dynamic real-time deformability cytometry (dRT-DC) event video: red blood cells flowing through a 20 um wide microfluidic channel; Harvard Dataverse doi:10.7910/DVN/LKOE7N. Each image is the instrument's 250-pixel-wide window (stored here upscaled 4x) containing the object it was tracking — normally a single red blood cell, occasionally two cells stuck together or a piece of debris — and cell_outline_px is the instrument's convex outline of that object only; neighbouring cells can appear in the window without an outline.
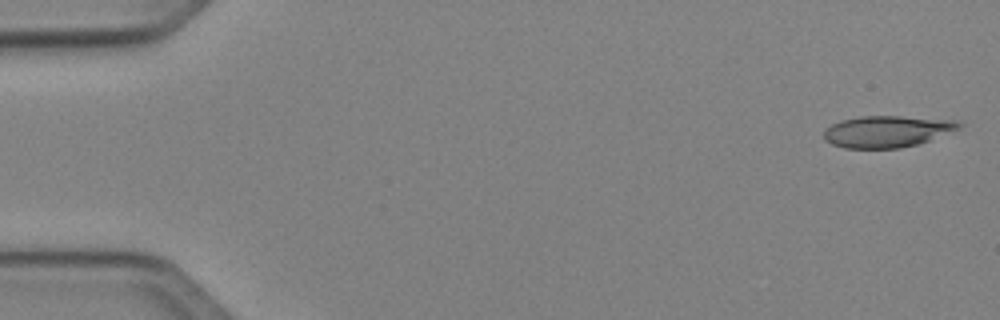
{"species": "Egyptian fruit bat (a non-hibernating species)", "species_latin": "Rousettus aegyptiacus", "temperature_condition": "cold", "stored_images_in_passage": 49, "camera_frame_rate_fps": 3000, "um_per_image_px": 0.085, "animal": {"sex": "female"}, "frame": {"image": 1, "passage_image": 1, "time_ms": 0.0, "image_size_px": [1000, 320], "cell_outline_px": [[964, 124], [956, 128], [928, 140], [916, 144], [900, 148], [844, 148], [832, 144], [824, 140], [824, 132], [832, 124], [844, 120], [860, 116], [900, 116], [952, 120]], "centroid_in_image_um": [75.33, 11.17], "position_along_channel_um": 9.7, "area_um2": 24.28}}
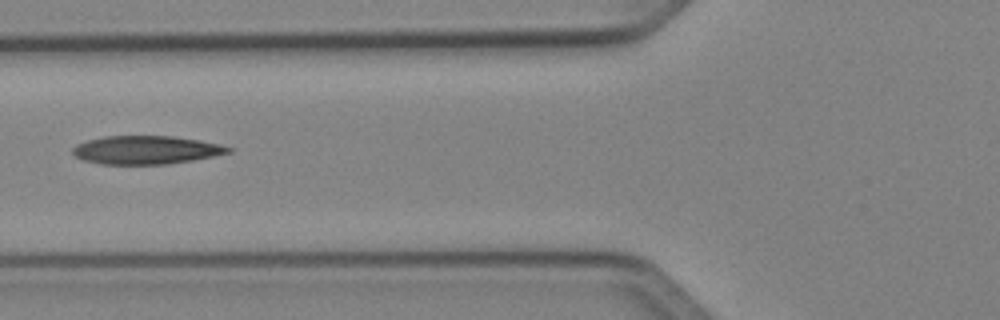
{"frame": {"image": 2, "passage_image": 19, "time_ms": 6.0, "image_size_px": [1000, 320], "cell_outline_px": [[232, 152], [192, 160], [164, 164], [100, 164], [84, 160], [76, 156], [72, 152], [72, 148], [76, 144], [88, 140], [104, 136], [172, 136], [200, 140], [220, 144], [232, 148]], "centroid_in_image_um": [12.41, 12.74], "position_along_channel_um": 113.4, "area_um2": 25.61}}
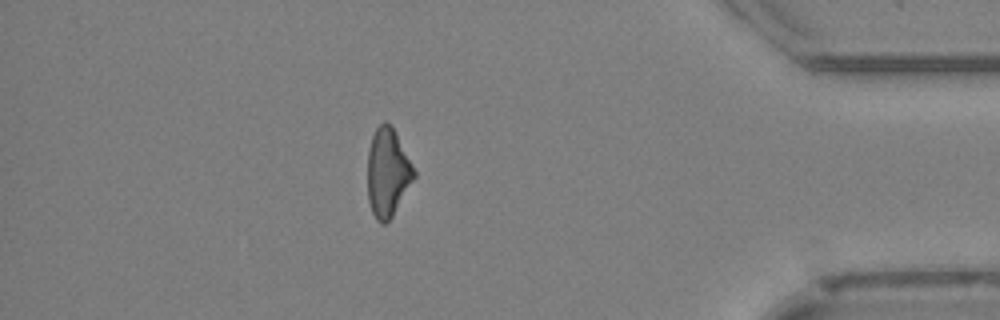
{"frame": {"image": 3, "passage_image": 43, "time_ms": 14.0, "image_size_px": [1000, 320], "cell_outline_px": [[416, 176], [392, 216], [384, 224], [380, 224], [376, 220], [372, 212], [368, 200], [368, 148], [372, 136], [376, 128], [384, 120], [392, 128], [412, 164], [416, 172]], "centroid_in_image_um": [32.93, 14.7], "position_along_channel_um": 402.3, "area_um2": 23.58}, "authors_computed_cell_mechanics": {"area_um2": 25.3742, "velocity_mm_per_s": 4.0947, "shape_relaxation_time_tau1_ms": null, "shape_relaxation_time_tau2_ms": 4.4812, "deformation_change_tau1": null, "deformation_change_tau2": 0.1537}}